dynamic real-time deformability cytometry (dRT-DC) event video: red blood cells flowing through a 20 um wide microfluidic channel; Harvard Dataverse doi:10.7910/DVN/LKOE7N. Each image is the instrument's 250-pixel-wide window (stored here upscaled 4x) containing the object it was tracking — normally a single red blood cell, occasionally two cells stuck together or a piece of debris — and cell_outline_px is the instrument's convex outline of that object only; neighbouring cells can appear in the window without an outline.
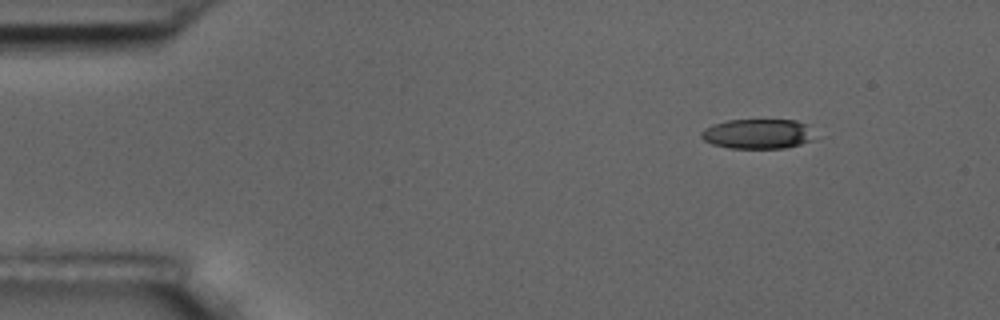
{"species": "common noctule bat (a hibernating species)", "species_latin": "Nyctalus noctula", "temperature_condition": "room temperature", "stored_images_in_passage": 6, "camera_frame_rate_fps": 3000, "um_per_image_px": 0.085, "animal": {"sex": "male", "body_mass_g": 17.5, "forearm_length_mm": 52.3}, "frame": {"image": 1, "passage_image": 1, "time_ms": 0.0, "image_size_px": [1000, 320], "cell_outline_px": [[816, 136], [812, 140], [800, 144], [784, 148], [728, 148], [712, 144], [704, 140], [700, 136], [700, 132], [704, 128], [712, 124], [728, 120], [796, 120], [808, 124]], "centroid_in_image_um": [64.42, 11.37], "position_along_channel_um": 20.6, "area_um2": 19.94}}
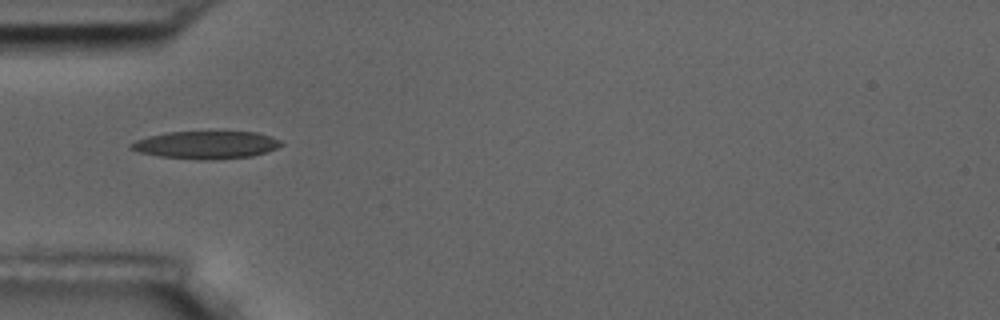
{"frame": {"image": 2, "passage_image": 4, "time_ms": 3.667, "image_size_px": [1000, 320], "cell_outline_px": [[284, 144], [276, 148], [252, 156], [204, 160], [196, 160], [160, 156], [140, 152], [128, 148], [128, 144], [136, 140], [148, 136], [168, 132], [256, 132], [272, 136], [280, 140]], "centroid_in_image_um": [17.5, 12.31], "position_along_channel_um": 67.5, "area_um2": 24.16}}
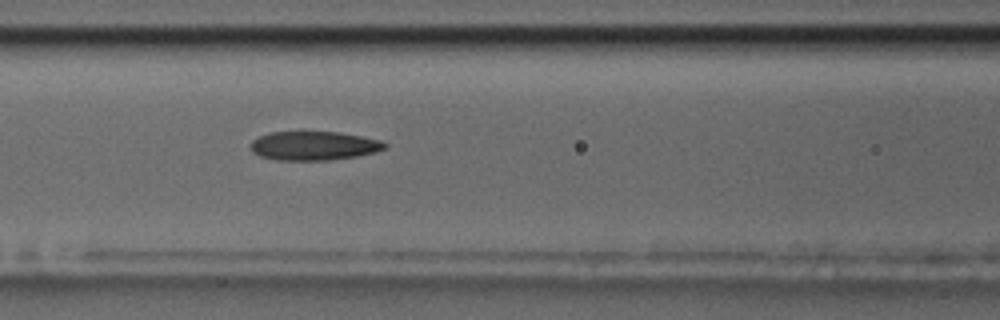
{"frame": {"image": 3, "passage_image": 6, "time_ms": 5.667, "image_size_px": [1000, 320], "cell_outline_px": [[388, 144], [384, 148], [376, 152], [356, 156], [328, 160], [276, 160], [260, 156], [252, 152], [252, 140], [260, 136], [272, 132], [340, 132], [380, 140]], "centroid_in_image_um": [26.68, 12.39], "position_along_channel_um": 139.9, "area_um2": 22.43}}